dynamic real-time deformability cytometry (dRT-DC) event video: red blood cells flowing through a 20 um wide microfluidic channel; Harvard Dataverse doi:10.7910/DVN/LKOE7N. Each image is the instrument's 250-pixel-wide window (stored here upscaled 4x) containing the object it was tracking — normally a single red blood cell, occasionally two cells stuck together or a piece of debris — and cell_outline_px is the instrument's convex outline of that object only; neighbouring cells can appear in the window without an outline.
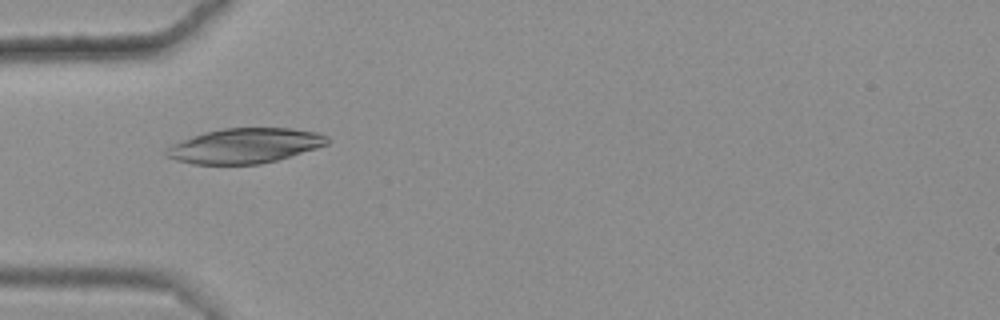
{"species": "common noctule bat (a hibernating species)", "species_latin": "Nyctalus noctula", "temperature_condition": "warm", "stored_images_in_passage": 33, "camera_frame_rate_fps": 3000, "um_per_image_px": 0.085, "animal": {"sex": "female", "body_mass_g": 25.1}, "frame": {"image": 1, "passage_image": 1, "time_ms": 0.0, "image_size_px": [1000, 320], "cell_outline_px": [[328, 144], [316, 148], [276, 160], [260, 164], [192, 164], [176, 160], [164, 156], [164, 148], [172, 144], [192, 136], [204, 132], [224, 128], [292, 128], [316, 132], [328, 136]], "centroid_in_image_um": [20.76, 12.39], "position_along_channel_um": 64.2, "area_um2": 32.77}}
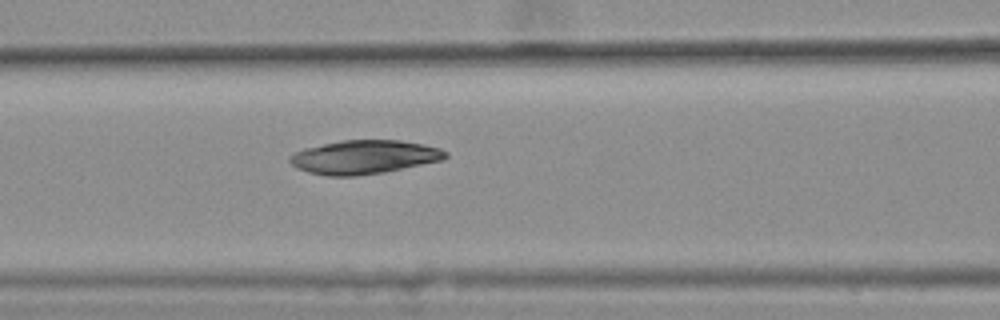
{"frame": {"image": 2, "passage_image": 7, "time_ms": 2.0, "image_size_px": [1000, 320], "cell_outline_px": [[448, 156], [444, 160], [384, 172], [356, 176], [328, 176], [308, 172], [296, 168], [288, 160], [288, 156], [304, 148], [340, 140], [400, 140], [424, 144], [440, 148], [448, 152]], "centroid_in_image_um": [30.96, 13.35], "position_along_channel_um": 135.6, "area_um2": 30.81}}
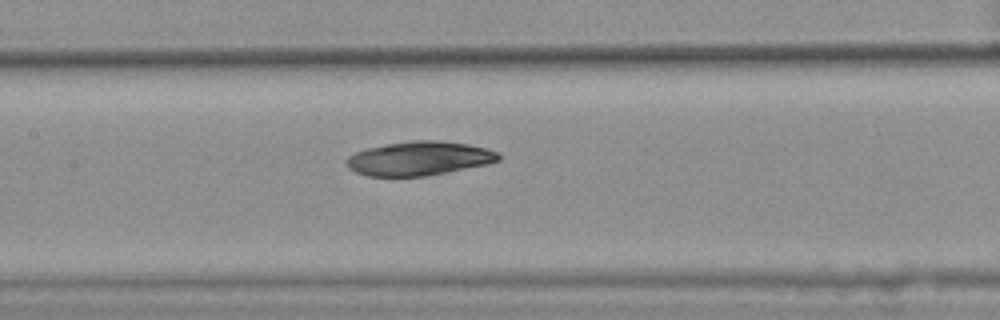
{"frame": {"image": 3, "passage_image": 10, "time_ms": 3.0, "image_size_px": [1000, 320], "cell_outline_px": [[500, 160], [488, 164], [448, 172], [424, 176], [368, 176], [356, 172], [348, 168], [344, 160], [348, 156], [356, 152], [368, 148], [388, 144], [412, 140], [440, 140], [468, 144], [488, 148], [496, 152], [500, 156]], "centroid_in_image_um": [35.63, 13.46], "position_along_channel_um": 171.8, "area_um2": 30.17}}